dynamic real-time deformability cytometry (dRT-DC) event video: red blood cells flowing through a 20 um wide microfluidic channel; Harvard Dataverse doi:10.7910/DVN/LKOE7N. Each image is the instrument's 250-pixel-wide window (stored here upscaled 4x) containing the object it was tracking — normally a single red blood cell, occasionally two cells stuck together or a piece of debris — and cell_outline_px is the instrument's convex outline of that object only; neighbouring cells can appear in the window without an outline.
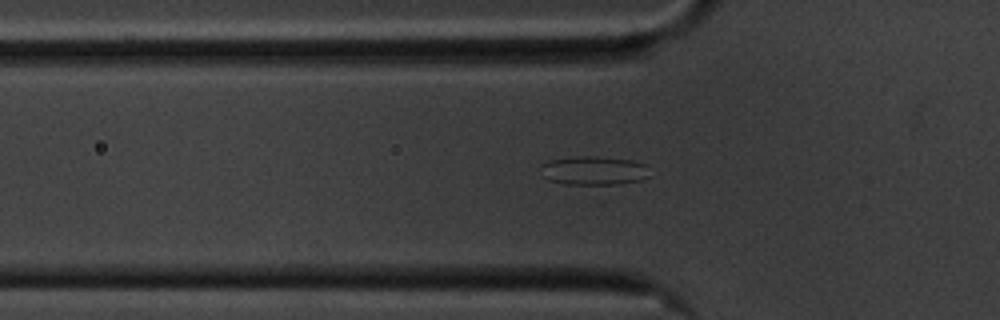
{"species": "common noctule bat (a hibernating species)", "species_latin": "Nyctalus noctula", "temperature_condition": "cold", "stored_images_in_passage": 49, "camera_frame_rate_fps": 3000, "um_per_image_px": 0.085, "animal": {"sex": "male", "body_mass_g": 20.1, "forearm_length_mm": 53.5}, "frame": {"image": 1, "passage_image": 9, "time_ms": 2.667, "image_size_px": [1000, 320], "cell_outline_px": [[648, 176], [640, 180], [600, 188], [564, 184], [548, 180], [544, 176], [540, 164], [548, 160], [576, 156], [596, 156], [632, 160], [644, 164]], "centroid_in_image_um": [50.42, 14.55], "position_along_channel_um": 75.4, "area_um2": 19.02}}
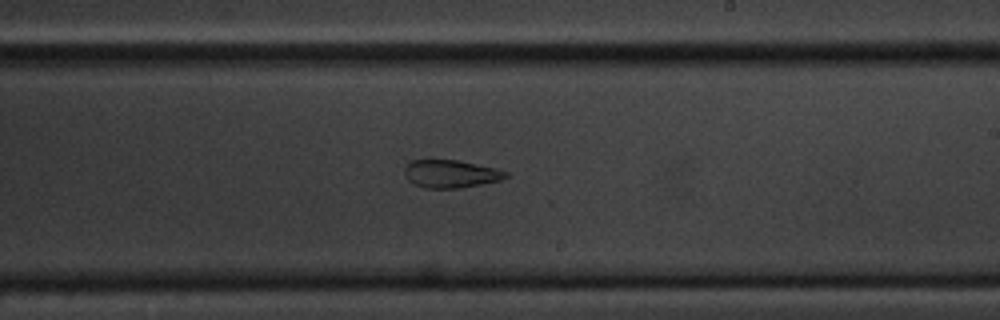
{"frame": {"image": 2, "passage_image": 24, "time_ms": 7.667, "image_size_px": [1000, 320], "cell_outline_px": [[508, 176], [500, 180], [460, 188], [424, 188], [412, 184], [404, 176], [404, 168], [412, 160], [456, 160], [496, 168], [508, 172]], "centroid_in_image_um": [38.28, 14.78], "position_along_channel_um": 250.7, "area_um2": 16.42}}
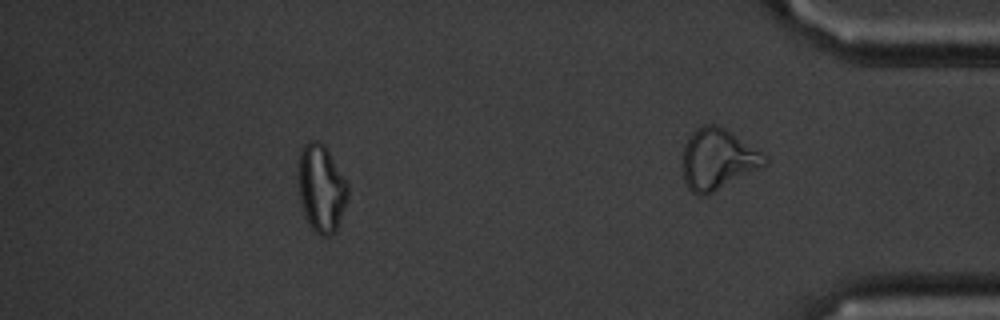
{"frame": {"image": 3, "passage_image": 42, "time_ms": 13.667, "image_size_px": [1000, 320], "cell_outline_px": [[348, 196], [336, 232], [328, 236], [320, 236], [312, 228], [304, 212], [300, 196], [300, 156], [304, 144], [308, 140], [316, 140], [324, 144], [328, 148], [348, 184]], "centroid_in_image_um": [27.35, 16.0], "position_along_channel_um": 407.8, "area_um2": 24.8}, "authors_computed_cell_mechanics": {"area_um2": 19.9988, "velocity_mm_per_s": 3.4961, "shape_relaxation_time_tau1_ms": null, "shape_relaxation_time_tau2_ms": 3.6618, "deformation_change_tau1": null, "deformation_change_tau2": 0.1102}}